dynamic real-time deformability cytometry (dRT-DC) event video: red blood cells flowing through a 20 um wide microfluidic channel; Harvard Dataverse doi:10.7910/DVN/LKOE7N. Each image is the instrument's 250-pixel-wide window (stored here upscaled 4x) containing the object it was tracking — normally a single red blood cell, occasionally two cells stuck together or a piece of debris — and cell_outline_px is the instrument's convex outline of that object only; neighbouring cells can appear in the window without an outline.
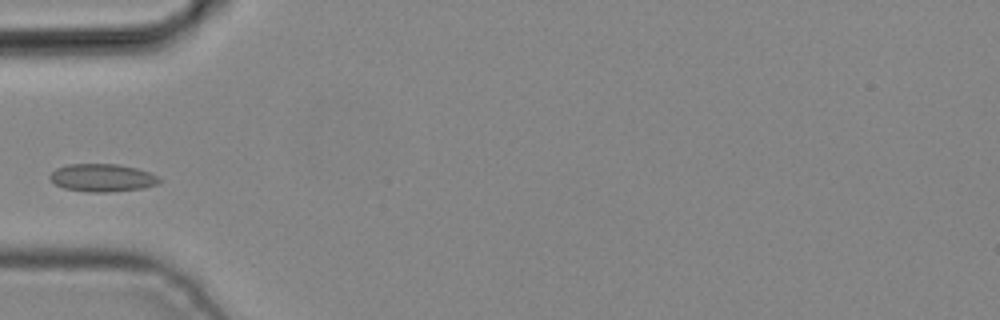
{"species": "common noctule bat (a hibernating species)", "species_latin": "Nyctalus noctula", "temperature_condition": "cold", "stored_images_in_passage": 5, "camera_frame_rate_fps": 3000, "um_per_image_px": 0.085, "animal": {"sex": "male", "body_mass_g": 19.2, "forearm_length_mm": 51.8}, "frame": {"image": 1, "passage_image": 5, "time_ms": 1.333, "image_size_px": [1000, 320], "cell_outline_px": [[164, 180], [156, 184], [144, 188], [108, 192], [88, 192], [64, 188], [56, 184], [48, 176], [56, 168], [68, 164], [120, 164], [140, 168]], "centroid_in_image_um": [8.72, 15.1], "position_along_channel_um": 76.3, "area_um2": 17.8}}